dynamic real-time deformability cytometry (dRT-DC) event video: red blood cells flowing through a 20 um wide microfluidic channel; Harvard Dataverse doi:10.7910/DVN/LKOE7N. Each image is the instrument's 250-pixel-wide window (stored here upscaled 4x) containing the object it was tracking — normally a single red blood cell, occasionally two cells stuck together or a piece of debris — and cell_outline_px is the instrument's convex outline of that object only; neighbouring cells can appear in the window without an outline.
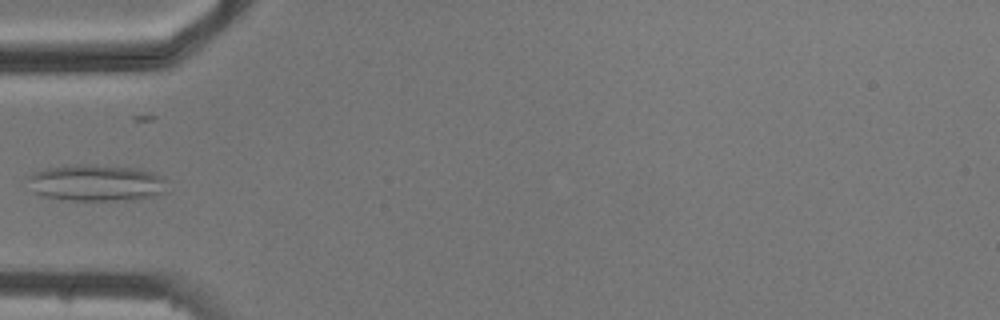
{"species": "common noctule bat (a hibernating species)", "species_latin": "Nyctalus noctula", "temperature_condition": "cold", "stored_images_in_passage": 8, "camera_frame_rate_fps": 3000, "um_per_image_px": 0.085, "animal": {"sex": "male", "body_mass_g": 20.5, "forearm_length_mm": 52.5}, "frame": {"image": 1, "passage_image": 5, "time_ms": 5.667, "image_size_px": [1000, 320], "cell_outline_px": [[168, 192], [152, 196], [132, 200], [68, 200], [44, 196], [32, 192], [28, 176], [32, 172], [44, 168], [72, 164], [92, 164], [140, 168], [164, 176]], "centroid_in_image_um": [8.21, 15.53], "position_along_channel_um": 76.8, "area_um2": 30.23}}